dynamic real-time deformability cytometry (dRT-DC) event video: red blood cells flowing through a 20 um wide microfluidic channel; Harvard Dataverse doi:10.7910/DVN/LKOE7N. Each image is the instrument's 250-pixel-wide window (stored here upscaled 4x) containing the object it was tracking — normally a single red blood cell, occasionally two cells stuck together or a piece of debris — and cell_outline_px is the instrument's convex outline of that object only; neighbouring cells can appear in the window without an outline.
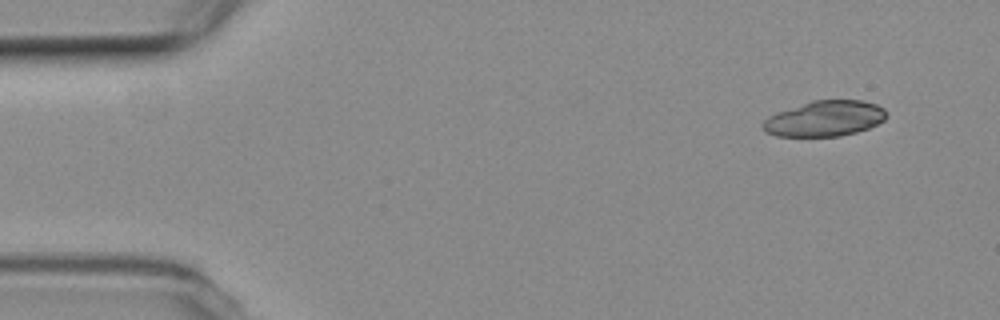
{"species": "common noctule bat (a hibernating species)", "species_latin": "Nyctalus noctula", "temperature_condition": "room temperature", "stored_images_in_passage": 7, "camera_frame_rate_fps": 3000, "um_per_image_px": 0.085, "animal": {"sex": "female", "body_mass_g": 19.3, "forearm_length_mm": 54.1}, "frame": {"image": 1, "passage_image": 1, "time_ms": 0.0, "image_size_px": [1000, 320], "cell_outline_px": [[888, 116], [884, 120], [868, 128], [856, 132], [840, 136], [776, 136], [768, 132], [760, 124], [768, 116], [812, 100], [864, 100], [876, 104], [884, 108]], "centroid_in_image_um": [70.13, 10.07], "position_along_channel_um": 14.9, "area_um2": 25.49}}